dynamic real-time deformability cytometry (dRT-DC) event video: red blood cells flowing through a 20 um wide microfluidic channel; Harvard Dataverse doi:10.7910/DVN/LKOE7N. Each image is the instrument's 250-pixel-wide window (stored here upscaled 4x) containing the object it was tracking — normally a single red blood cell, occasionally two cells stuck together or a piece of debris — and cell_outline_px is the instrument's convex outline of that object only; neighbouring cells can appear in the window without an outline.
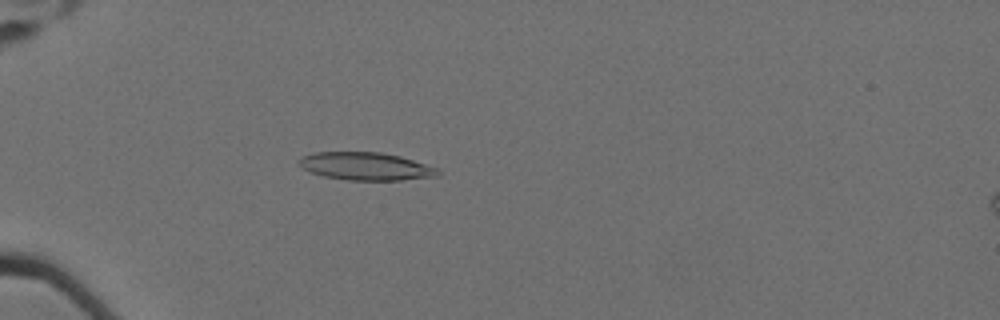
{"species": "Egyptian fruit bat (a non-hibernating species)", "species_latin": "Rousettus aegyptiacus", "temperature_condition": "cold", "stored_images_in_passage": 60, "camera_frame_rate_fps": 3000, "um_per_image_px": 0.085, "animal": {"sex": "female"}, "frame": {"image": 1, "passage_image": 20, "time_ms": 6.333, "image_size_px": [1000, 320], "cell_outline_px": [[440, 172], [436, 176], [400, 180], [348, 180], [324, 176], [312, 172], [304, 168], [296, 160], [300, 156], [316, 152], [380, 152], [400, 156], [436, 168]], "centroid_in_image_um": [31.05, 14.12], "position_along_channel_um": 54.0, "area_um2": 22.25}}
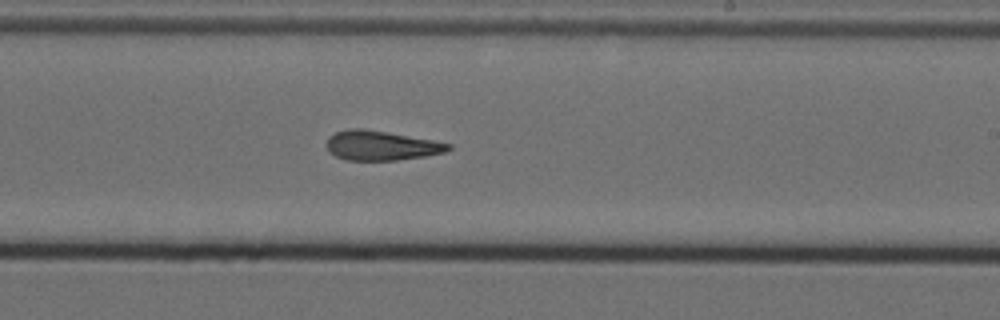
{"frame": {"image": 2, "passage_image": 39, "time_ms": 12.667, "image_size_px": [1000, 320], "cell_outline_px": [[452, 148], [444, 152], [424, 156], [396, 160], [344, 160], [328, 152], [324, 144], [328, 136], [336, 132], [352, 128], [364, 128], [388, 132], [432, 140], [452, 144]], "centroid_in_image_um": [32.33, 12.37], "position_along_channel_um": 256.7, "area_um2": 21.1}}
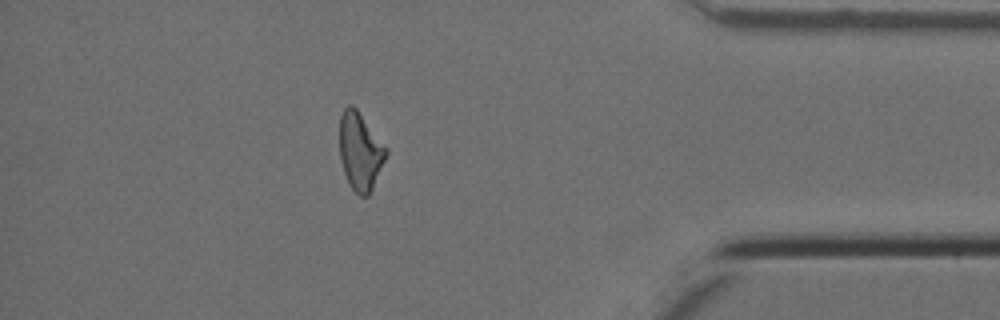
{"frame": {"image": 3, "passage_image": 54, "time_ms": 17.667, "image_size_px": [1000, 320], "cell_outline_px": [[388, 152], [372, 188], [368, 196], [360, 196], [352, 188], [344, 172], [340, 160], [340, 116], [344, 108], [348, 104], [352, 104], [356, 108], [388, 148]], "centroid_in_image_um": [30.61, 12.83], "position_along_channel_um": 404.6, "area_um2": 20.87}, "authors_computed_cell_mechanics": {"area_um2": 21.4727, "velocity_mm_per_s": 3.5159, "shape_relaxation_time_tau1_ms": 10.0642, "shape_relaxation_time_tau2_ms": 5.8185, "deformation_change_tau1": 0.2392, "deformation_change_tau2": 0.1813}}